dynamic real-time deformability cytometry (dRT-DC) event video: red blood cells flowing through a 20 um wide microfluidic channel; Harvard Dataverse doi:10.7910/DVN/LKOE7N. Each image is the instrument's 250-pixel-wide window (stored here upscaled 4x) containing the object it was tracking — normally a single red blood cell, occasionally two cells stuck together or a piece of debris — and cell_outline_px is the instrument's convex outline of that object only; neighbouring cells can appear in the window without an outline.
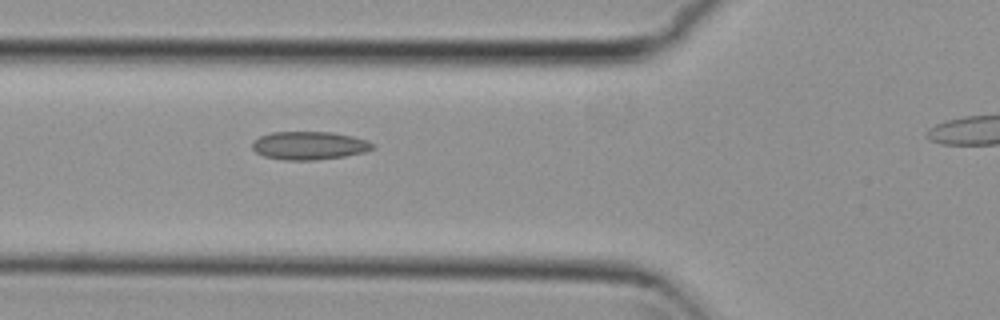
{"species": "common noctule bat (a hibernating species)", "species_latin": "Nyctalus noctula", "temperature_condition": "cold", "stored_images_in_passage": 6, "segment_of_instrument_passage": [1, 2], "camera_frame_rate_fps": 3000, "um_per_image_px": 0.085, "animal": {"sex": "female", "body_mass_g": 29.2, "forearm_length_mm": 56.3}, "frame": {"image": 1, "passage_image": 5, "time_ms": 1.333, "image_size_px": [1000, 320], "cell_outline_px": [[376, 148], [364, 152], [344, 156], [316, 160], [284, 160], [264, 156], [256, 152], [252, 148], [252, 140], [260, 136], [272, 132], [332, 132], [352, 136], [368, 140], [376, 144]], "centroid_in_image_um": [26.3, 12.37], "position_along_channel_um": 99.5, "area_um2": 19.94}}